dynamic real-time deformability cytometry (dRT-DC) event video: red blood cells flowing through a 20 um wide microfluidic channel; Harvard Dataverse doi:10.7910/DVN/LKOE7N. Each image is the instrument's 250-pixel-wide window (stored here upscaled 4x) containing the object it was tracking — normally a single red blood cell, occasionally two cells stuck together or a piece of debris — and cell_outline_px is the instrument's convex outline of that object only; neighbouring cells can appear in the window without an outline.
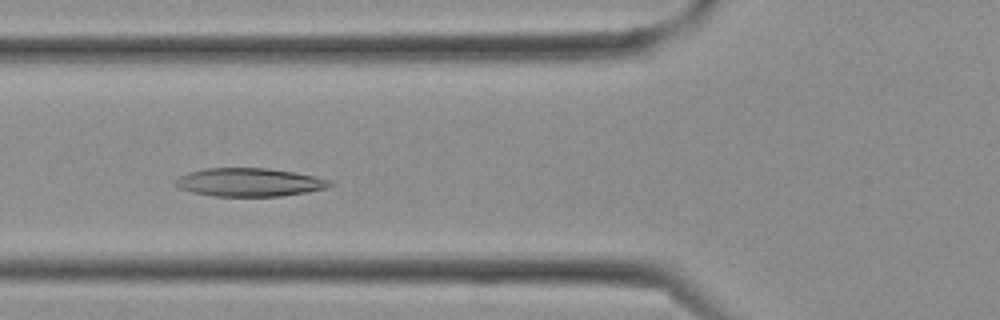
{"species": "Egyptian fruit bat (a non-hibernating species)", "species_latin": "Rousettus aegyptiacus", "temperature_condition": "cold", "stored_images_in_passage": 19, "camera_frame_rate_fps": 3000, "um_per_image_px": 0.085, "frame": {"image": 1, "passage_image": 10, "time_ms": 3.0, "image_size_px": [1000, 320], "cell_outline_px": [[336, 184], [324, 188], [308, 192], [280, 196], [212, 196], [192, 192], [180, 188], [172, 184], [172, 180], [188, 172], [204, 168], [268, 168], [292, 172], [332, 180]], "centroid_in_image_um": [21.15, 15.49], "position_along_channel_um": 104.6, "area_um2": 25.61}}
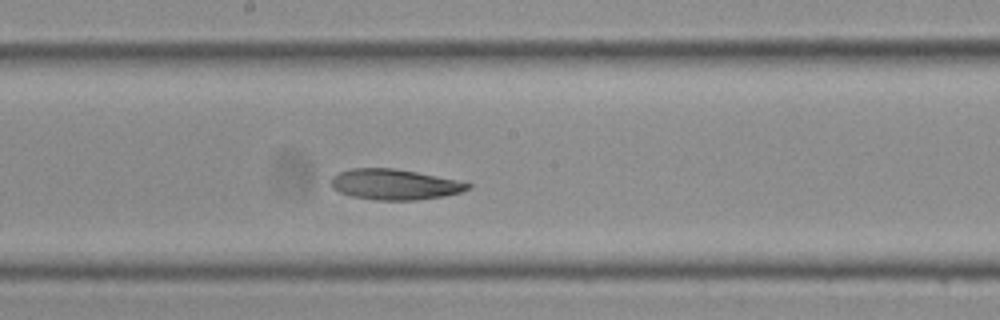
{"frame": {"image": 2, "passage_image": 15, "time_ms": 4.667, "image_size_px": [1000, 320], "cell_outline_px": [[472, 188], [460, 192], [444, 196], [416, 200], [376, 200], [352, 196], [340, 192], [332, 188], [332, 176], [340, 172], [352, 168], [392, 168], [416, 172], [456, 180], [472, 184]], "centroid_in_image_um": [33.54, 15.68], "position_along_channel_um": 214.7, "area_um2": 24.16}}
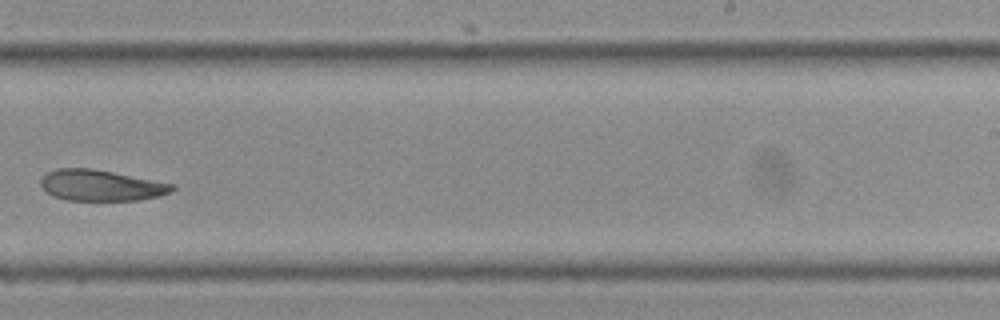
{"frame": {"image": 3, "passage_image": 18, "time_ms": 5.667, "image_size_px": [1000, 320], "cell_outline_px": [[176, 188], [172, 192], [160, 196], [136, 200], [68, 200], [52, 196], [40, 184], [40, 180], [48, 172], [56, 168], [92, 168], [176, 184]], "centroid_in_image_um": [8.62, 15.75], "position_along_channel_um": 280.4, "area_um2": 23.76}}